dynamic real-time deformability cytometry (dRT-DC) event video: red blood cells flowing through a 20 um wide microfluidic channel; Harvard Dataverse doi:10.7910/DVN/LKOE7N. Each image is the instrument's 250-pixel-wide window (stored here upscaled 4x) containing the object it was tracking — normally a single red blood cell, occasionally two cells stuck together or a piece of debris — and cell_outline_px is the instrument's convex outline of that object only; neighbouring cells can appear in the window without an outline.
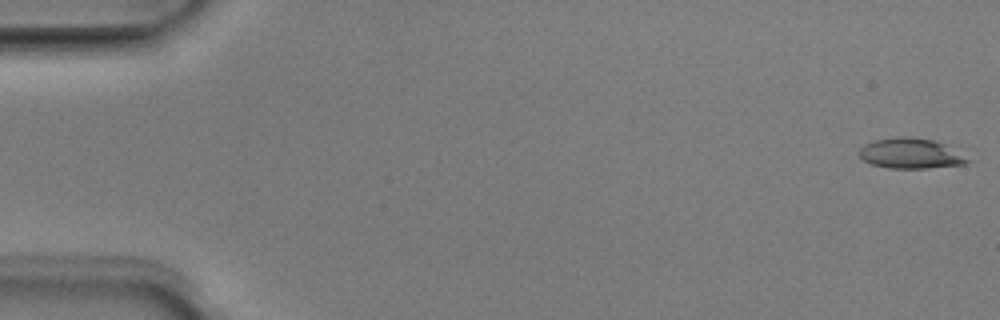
{"species": "Egyptian fruit bat (a non-hibernating species)", "species_latin": "Rousettus aegyptiacus", "temperature_condition": "room temperature", "stored_images_in_passage": 51, "camera_frame_rate_fps": 3000, "um_per_image_px": 0.085, "animal": {"sex": "male"}, "frame": {"image": 1, "passage_image": 1, "time_ms": 0.0, "image_size_px": [1000, 320], "cell_outline_px": [[972, 160], [964, 164], [928, 168], [888, 168], [872, 164], [864, 160], [860, 156], [860, 148], [872, 140], [904, 136], [908, 136], [932, 140], [944, 144]], "centroid_in_image_um": [77.4, 13.04], "position_along_channel_um": 7.6, "area_um2": 18.9}}
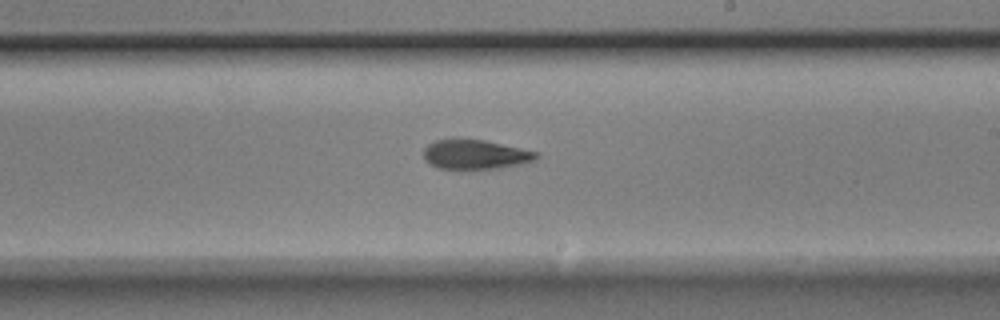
{"frame": {"image": 2, "passage_image": 30, "time_ms": 9.667, "image_size_px": [1000, 320], "cell_outline_px": [[540, 156], [536, 160], [524, 164], [500, 168], [436, 168], [424, 160], [424, 148], [428, 144], [436, 140], [484, 140], [540, 152]], "centroid_in_image_um": [40.46, 13.14], "position_along_channel_um": 248.5, "area_um2": 19.25}}
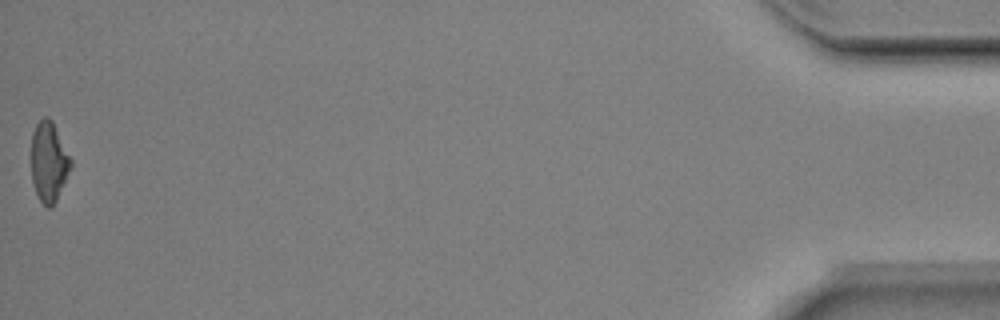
{"frame": {"image": 3, "passage_image": 51, "time_ms": 16.667, "image_size_px": [1000, 320], "cell_outline_px": [[72, 164], [56, 200], [52, 208], [48, 208], [40, 200], [36, 192], [32, 180], [32, 132], [36, 124], [44, 116], [48, 116], [52, 120], [72, 160]], "centroid_in_image_um": [4.15, 13.73], "position_along_channel_um": 431.1, "area_um2": 18.15}, "authors_computed_cell_mechanics": {"area_um2": 19.3052, "velocity_mm_per_s": 3.995, "shape_relaxation_time_tau1_ms": 3.2985, "shape_relaxation_time_tau2_ms": 8.8123, "deformation_change_tau1": 0.1632, "deformation_change_tau2": 0.1772}}